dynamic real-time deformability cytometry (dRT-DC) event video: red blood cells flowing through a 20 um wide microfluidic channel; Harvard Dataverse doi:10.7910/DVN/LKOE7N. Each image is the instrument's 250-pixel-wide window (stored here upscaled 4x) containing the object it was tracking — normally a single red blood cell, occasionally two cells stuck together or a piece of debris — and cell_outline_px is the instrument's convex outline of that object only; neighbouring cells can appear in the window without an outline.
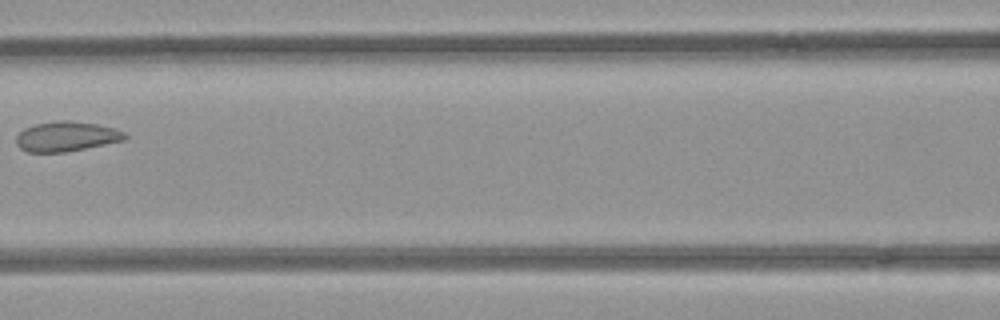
{"species": "common noctule bat (a hibernating species)", "species_latin": "Nyctalus noctula", "temperature_condition": "room temperature", "stored_images_in_passage": 8, "camera_frame_rate_fps": 3000, "um_per_image_px": 0.085, "animal": {"sex": "female", "body_mass_g": 21.9}, "frame": {"image": 1, "passage_image": 8, "time_ms": 2.333, "image_size_px": [1000, 320], "cell_outline_px": [[128, 136], [124, 140], [64, 152], [28, 152], [20, 148], [16, 144], [16, 136], [24, 128], [36, 124], [60, 120], [68, 120], [96, 124], [112, 128], [124, 132]], "centroid_in_image_um": [5.61, 11.6], "position_along_channel_um": 161.0, "area_um2": 18.67}}